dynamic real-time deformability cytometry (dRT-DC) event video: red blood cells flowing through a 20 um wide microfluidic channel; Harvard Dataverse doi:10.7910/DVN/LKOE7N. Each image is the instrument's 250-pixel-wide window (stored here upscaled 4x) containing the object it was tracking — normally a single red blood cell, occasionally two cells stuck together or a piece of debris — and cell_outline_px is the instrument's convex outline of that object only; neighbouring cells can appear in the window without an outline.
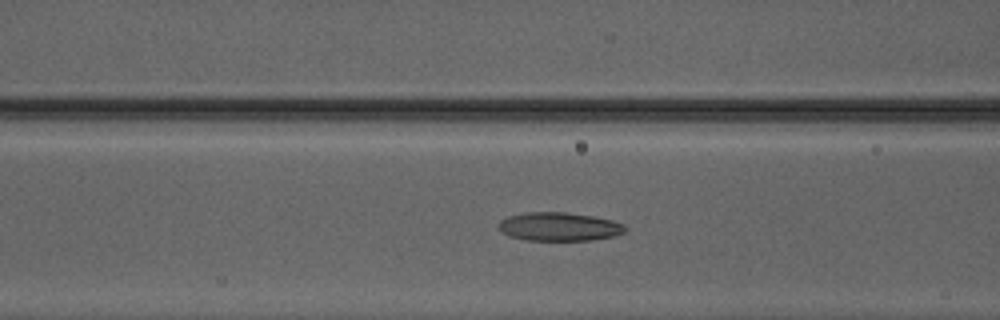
{"species": "Egyptian fruit bat (a non-hibernating species)", "species_latin": "Rousettus aegyptiacus", "temperature_condition": "warm", "stored_images_in_passage": 37, "camera_frame_rate_fps": 3000, "um_per_image_px": 0.085, "animal": {"sex": "male"}, "frame": {"image": 1, "passage_image": 15, "time_ms": 4.667, "image_size_px": [1000, 320], "cell_outline_px": [[628, 228], [624, 232], [612, 236], [592, 240], [528, 240], [508, 236], [500, 232], [496, 224], [500, 220], [508, 216], [528, 212], [564, 212], [592, 216], [612, 220], [624, 224]], "centroid_in_image_um": [47.49, 19.26], "position_along_channel_um": 119.1, "area_um2": 21.15}}
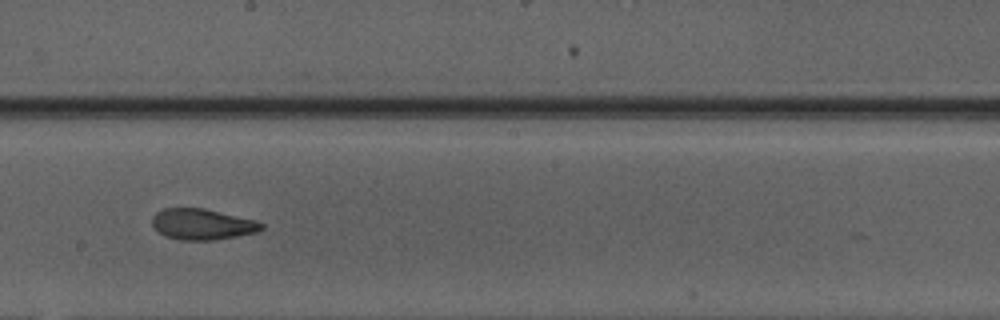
{"frame": {"image": 2, "passage_image": 23, "time_ms": 7.333, "image_size_px": [1000, 320], "cell_outline_px": [[264, 228], [256, 232], [236, 236], [212, 240], [180, 240], [164, 236], [152, 224], [152, 216], [156, 212], [164, 208], [204, 208], [256, 220], [264, 224]], "centroid_in_image_um": [17.19, 19.05], "position_along_channel_um": 231.0, "area_um2": 19.65}}
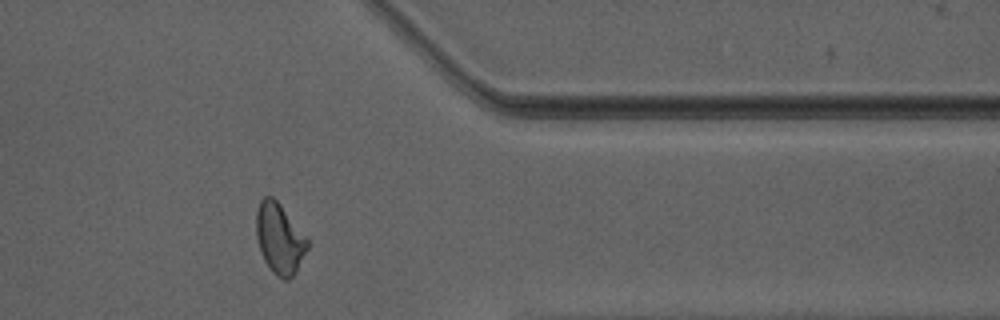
{"frame": {"image": 3, "passage_image": 35, "time_ms": 11.333, "image_size_px": [1000, 320], "cell_outline_px": [[308, 248], [296, 272], [288, 280], [284, 280], [276, 276], [272, 272], [264, 260], [256, 236], [256, 212], [260, 200], [264, 196], [272, 196], [280, 204], [308, 240]], "centroid_in_image_um": [23.75, 20.29], "position_along_channel_um": 387.7, "area_um2": 20.81}, "authors_computed_cell_mechanics": {"area_um2": 20.6924, "velocity_mm_per_s": 4.2008, "shape_relaxation_time_tau1_ms": 6.1546, "shape_relaxation_time_tau2_ms": 1.6669, "deformation_change_tau1": 0.1883, "deformation_change_tau2": 0.0932}}